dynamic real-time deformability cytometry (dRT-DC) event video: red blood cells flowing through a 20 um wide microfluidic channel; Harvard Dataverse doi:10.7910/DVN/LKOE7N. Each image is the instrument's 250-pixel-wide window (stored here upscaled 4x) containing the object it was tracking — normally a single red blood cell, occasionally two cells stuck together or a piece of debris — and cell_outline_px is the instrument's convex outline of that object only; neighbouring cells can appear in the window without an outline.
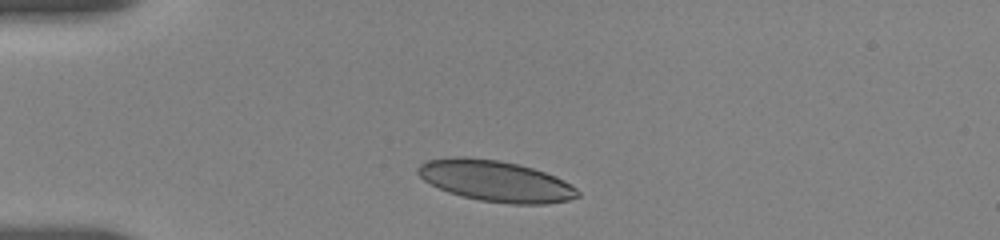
{"species": "human", "species_latin": "Homo sapiens", "temperature_condition": "room temperature", "stored_images_in_passage": 3, "camera_frame_rate_fps": 3000, "um_per_image_px": 0.085, "donor": {"sex": "female"}, "frame": {"image": 1, "passage_image": 1, "time_ms": 0.0, "image_size_px": [1000, 240], "cell_outline_px": [[580, 196], [568, 200], [548, 204], [508, 204], [480, 200], [448, 192], [424, 180], [416, 172], [416, 168], [420, 164], [428, 160], [456, 156], [468, 156], [500, 160], [532, 168], [556, 176], [564, 180], [576, 188], [580, 192]], "centroid_in_image_um": [42.14, 15.38], "position_along_channel_um": 42.9, "area_um2": 38.26}}
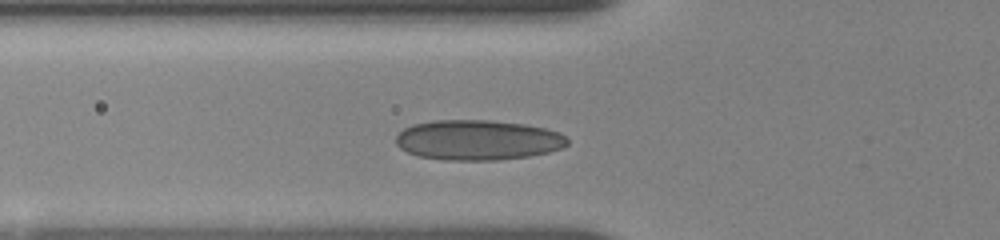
{"frame": {"image": 2, "passage_image": 3, "time_ms": 2.0, "image_size_px": [1000, 240], "cell_outline_px": [[568, 144], [564, 148], [548, 152], [528, 156], [496, 160], [444, 160], [416, 156], [400, 148], [396, 144], [396, 136], [404, 128], [412, 124], [432, 120], [488, 120], [524, 124], [544, 128], [556, 132], [564, 136], [568, 140]], "centroid_in_image_um": [40.58, 11.9], "position_along_channel_um": 85.2, "area_um2": 40.17}}